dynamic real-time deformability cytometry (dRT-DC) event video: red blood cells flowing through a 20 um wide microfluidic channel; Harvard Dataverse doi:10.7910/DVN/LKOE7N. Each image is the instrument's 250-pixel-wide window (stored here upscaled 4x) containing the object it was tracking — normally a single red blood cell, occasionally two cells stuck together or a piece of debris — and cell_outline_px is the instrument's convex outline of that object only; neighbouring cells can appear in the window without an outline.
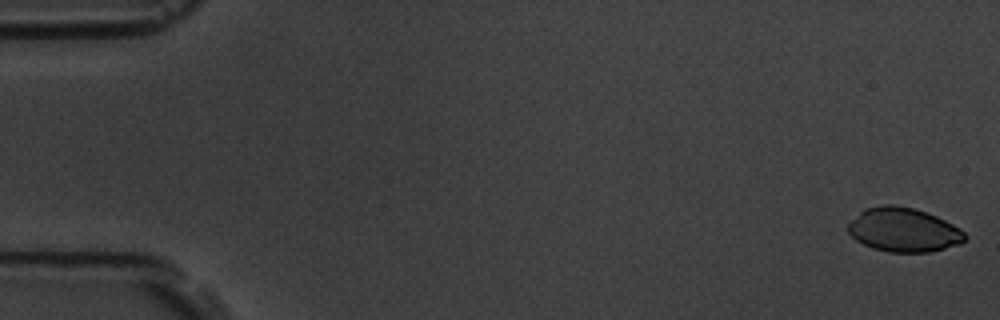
{"species": "common noctule bat (a hibernating species)", "species_latin": "Nyctalus noctula", "temperature_condition": "room temperature", "stored_images_in_passage": 9, "camera_frame_rate_fps": 3000, "um_per_image_px": 0.085, "animal": {"sex": "male", "body_mass_g": 19.5, "forearm_length_mm": 54.6}, "frame": {"image": 1, "passage_image": 1, "time_ms": 0.0, "image_size_px": [1000, 320], "cell_outline_px": [[968, 236], [960, 244], [928, 252], [888, 252], [872, 248], [856, 240], [848, 232], [848, 224], [864, 208], [880, 204], [892, 204], [912, 208], [936, 216], [960, 228]], "centroid_in_image_um": [76.79, 19.53], "position_along_channel_um": 8.2, "area_um2": 29.88}}